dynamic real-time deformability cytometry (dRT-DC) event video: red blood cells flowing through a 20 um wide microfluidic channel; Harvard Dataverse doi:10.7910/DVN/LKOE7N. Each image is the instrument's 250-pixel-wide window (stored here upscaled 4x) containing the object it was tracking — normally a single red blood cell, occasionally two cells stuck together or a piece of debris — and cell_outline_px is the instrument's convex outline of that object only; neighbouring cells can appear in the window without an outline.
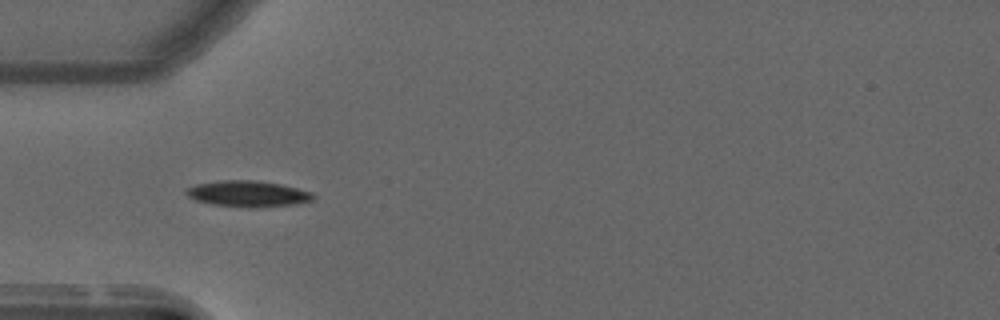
{"species": "common noctule bat (a hibernating species)", "species_latin": "Nyctalus noctula", "temperature_condition": "warm", "stored_images_in_passage": 39, "camera_frame_rate_fps": 3000, "um_per_image_px": 0.085, "animal": {"sex": "male", "forearm_length_mm": 52.5}, "frame": {"image": 1, "passage_image": 1, "time_ms": 0.0, "image_size_px": [1000, 320], "cell_outline_px": [[316, 196], [312, 200], [296, 204], [212, 204], [196, 200], [188, 196], [188, 188], [196, 184], [220, 180], [252, 180], [280, 184], [312, 192]], "centroid_in_image_um": [21.08, 16.4], "position_along_channel_um": 63.9, "area_um2": 17.86}}
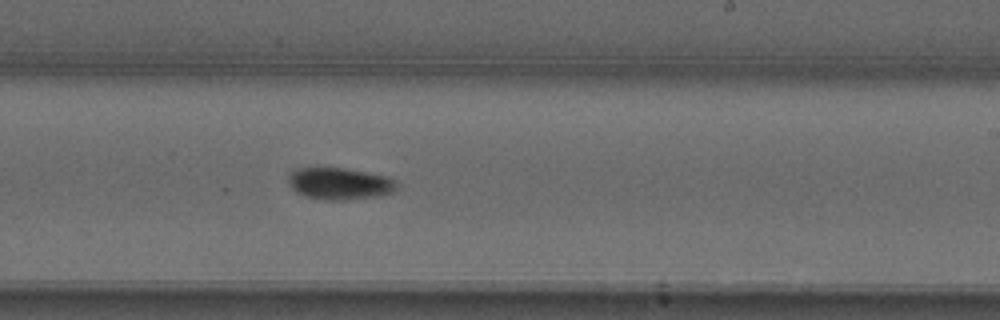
{"frame": {"image": 2, "passage_image": 17, "time_ms": 5.333, "image_size_px": [1000, 320], "cell_outline_px": [[396, 188], [392, 192], [372, 196], [344, 200], [324, 200], [308, 196], [296, 192], [288, 184], [288, 172], [296, 168], [344, 168], [388, 176], [396, 184]], "centroid_in_image_um": [28.79, 15.59], "position_along_channel_um": 260.2, "area_um2": 19.88}}
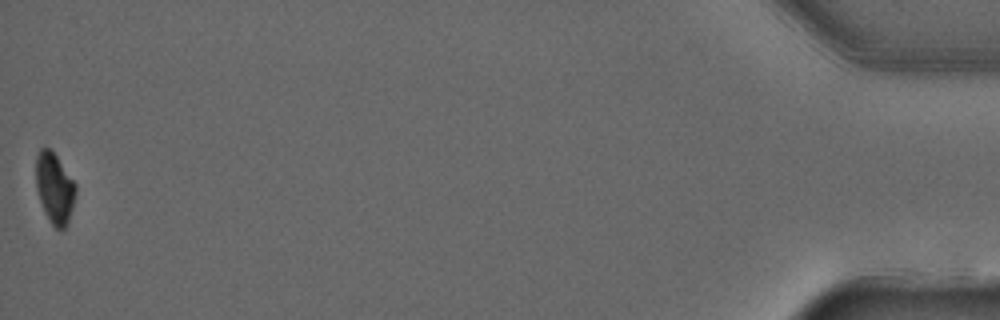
{"frame": {"image": 3, "passage_image": 39, "time_ms": 12.667, "image_size_px": [1000, 320], "cell_outline_px": [[76, 196], [68, 220], [64, 228], [60, 232], [48, 220], [44, 212], [36, 188], [36, 156], [40, 148], [48, 148], [56, 156], [76, 184]], "centroid_in_image_um": [4.63, 16.01], "position_along_channel_um": 430.6, "area_um2": 16.24}, "authors_computed_cell_mechanics": {"area_um2": 18.9006, "velocity_mm_per_s": 3.6983, "shape_relaxation_time_tau1_ms": 6.7526, "shape_relaxation_time_tau2_ms": null, "deformation_change_tau1": 0.1979, "deformation_change_tau2": null}}